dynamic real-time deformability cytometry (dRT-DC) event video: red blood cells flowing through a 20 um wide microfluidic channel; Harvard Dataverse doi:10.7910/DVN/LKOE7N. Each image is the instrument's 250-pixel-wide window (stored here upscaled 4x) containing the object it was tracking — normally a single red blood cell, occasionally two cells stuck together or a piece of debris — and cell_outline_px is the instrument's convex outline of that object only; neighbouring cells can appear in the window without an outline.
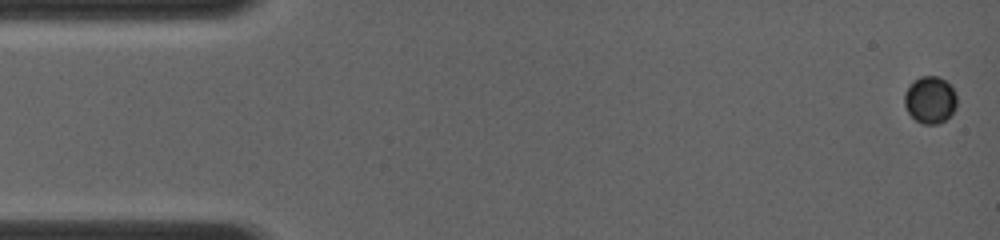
{"species": "common noctule bat (a hibernating species)", "species_latin": "Nyctalus noctula", "temperature_condition": "room temperature", "stored_images_in_passage": 19, "segment_of_instrument_passage": [1, 2], "camera_frame_rate_fps": 4000, "um_per_image_px": 0.085, "animal": {"sex": "female", "body_mass_g": 19.0, "forearm_length_mm": 56.7}, "frame": {"image": 1, "passage_image": 1, "time_ms": 0.0, "image_size_px": [1000, 240], "cell_outline_px": [[956, 108], [944, 120], [936, 124], [924, 124], [916, 120], [908, 112], [904, 104], [904, 92], [912, 80], [920, 76], [940, 76], [956, 92]], "centroid_in_image_um": [79.03, 8.46], "position_along_channel_um": 6.0, "area_um2": 14.39}}
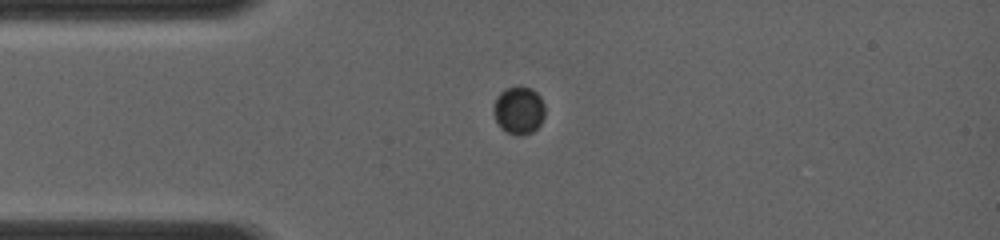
{"frame": {"image": 2, "passage_image": 13, "time_ms": 3.75, "image_size_px": [1000, 240], "cell_outline_px": [[544, 116], [540, 124], [532, 132], [520, 136], [508, 132], [500, 128], [492, 112], [492, 108], [496, 96], [504, 88], [516, 84], [520, 84], [536, 92], [540, 96], [544, 104]], "centroid_in_image_um": [44.06, 9.33], "position_along_channel_um": 40.9, "area_um2": 14.62}}